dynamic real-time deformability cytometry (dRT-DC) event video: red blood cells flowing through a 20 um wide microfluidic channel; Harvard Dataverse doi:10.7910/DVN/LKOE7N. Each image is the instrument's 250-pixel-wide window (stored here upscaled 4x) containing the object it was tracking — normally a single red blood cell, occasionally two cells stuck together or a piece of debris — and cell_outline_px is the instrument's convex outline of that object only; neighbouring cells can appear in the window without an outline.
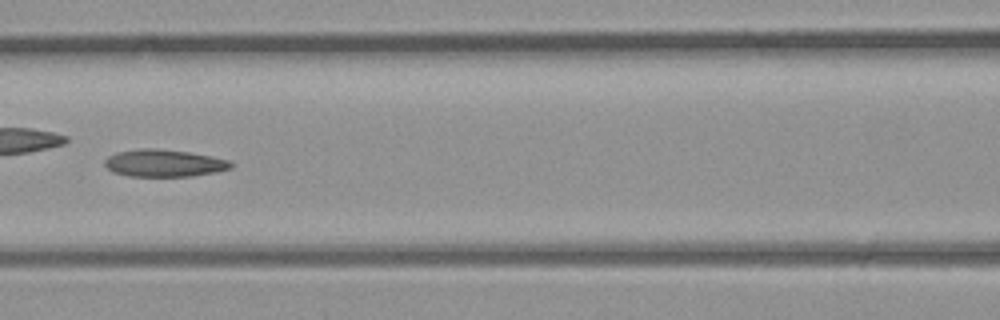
{"species": "common noctule bat (a hibernating species)", "species_latin": "Nyctalus noctula", "temperature_condition": "room temperature", "stored_images_in_passage": 38, "camera_frame_rate_fps": 3000, "um_per_image_px": 0.085, "animal": {"sex": "male", "body_mass_g": 23.1, "forearm_length_mm": 52.7}, "frame": {"image": 1, "passage_image": 17, "time_ms": 5.333, "image_size_px": [1000, 320], "cell_outline_px": [[232, 168], [216, 172], [192, 176], [128, 176], [112, 172], [104, 164], [104, 160], [108, 156], [116, 152], [140, 148], [156, 148], [188, 152], [212, 156], [232, 160]], "centroid_in_image_um": [13.95, 13.86], "position_along_channel_um": 152.7, "area_um2": 20.23}}
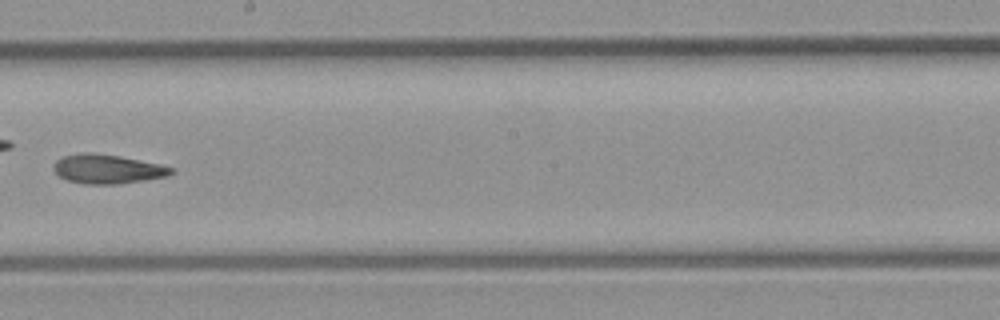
{"frame": {"image": 2, "passage_image": 22, "time_ms": 7.0, "image_size_px": [1000, 320], "cell_outline_px": [[172, 172], [168, 176], [120, 184], [88, 184], [68, 180], [60, 176], [52, 168], [56, 160], [60, 156], [80, 152], [92, 152], [120, 156], [160, 164], [172, 168]], "centroid_in_image_um": [9.09, 14.35], "position_along_channel_um": 239.1, "area_um2": 20.0}}